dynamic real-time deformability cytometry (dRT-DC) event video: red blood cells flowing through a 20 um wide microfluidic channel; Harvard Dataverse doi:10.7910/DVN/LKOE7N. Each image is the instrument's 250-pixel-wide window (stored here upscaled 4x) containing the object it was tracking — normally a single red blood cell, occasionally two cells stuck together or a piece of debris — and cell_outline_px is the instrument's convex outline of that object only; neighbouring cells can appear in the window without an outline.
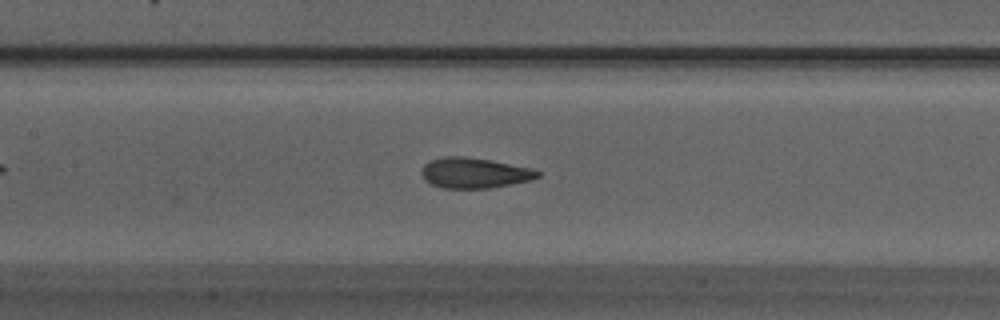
{"species": "Egyptian fruit bat (a non-hibernating species)", "species_latin": "Rousettus aegyptiacus", "temperature_condition": "warm", "stored_images_in_passage": 37, "camera_frame_rate_fps": 3000, "um_per_image_px": 0.085, "animal": {"sex": "male"}, "frame": {"image": 1, "passage_image": 16, "time_ms": 5.0, "image_size_px": [1000, 320], "cell_outline_px": [[540, 176], [532, 180], [512, 184], [488, 188], [444, 188], [432, 184], [424, 180], [420, 172], [424, 164], [428, 160], [444, 156], [464, 156], [488, 160], [532, 168], [540, 172]], "centroid_in_image_um": [40.29, 14.69], "position_along_channel_um": 167.1, "area_um2": 20.63}, "authors_computed_cell_mechanics": {"area_um2": 20.5768, "velocity_mm_per_s": 4.2316, "shape_relaxation_time_tau1_ms": 3.6693, "shape_relaxation_time_tau2_ms": 0.8506, "deformation_change_tau1": 0.1964, "deformation_change_tau2": 0.0843}}